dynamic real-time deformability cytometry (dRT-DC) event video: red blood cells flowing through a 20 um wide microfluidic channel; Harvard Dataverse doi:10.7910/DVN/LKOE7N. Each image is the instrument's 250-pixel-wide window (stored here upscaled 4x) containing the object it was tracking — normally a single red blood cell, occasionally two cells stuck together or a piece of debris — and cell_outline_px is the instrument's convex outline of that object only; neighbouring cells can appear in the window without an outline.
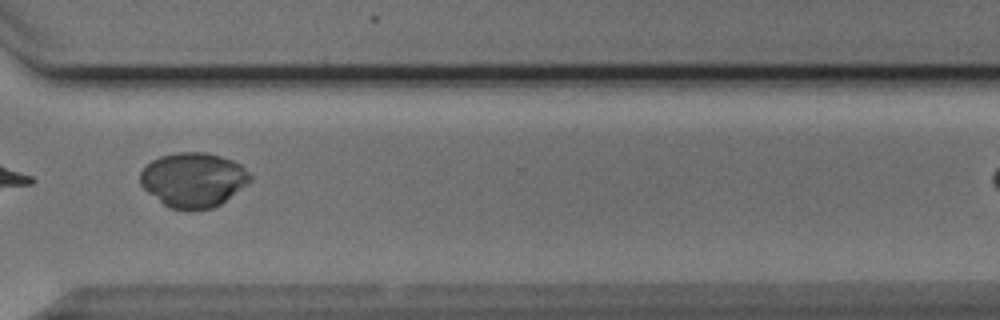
{"species": "Egyptian fruit bat (a non-hibernating species)", "species_latin": "Rousettus aegyptiacus", "temperature_condition": "cold", "stored_images_in_passage": 9, "camera_frame_rate_fps": 3000, "um_per_image_px": 0.085, "animal": {"sex": "male"}, "frame": {"image": 1, "passage_image": 8, "time_ms": 9.333, "image_size_px": [1000, 320], "cell_outline_px": [[252, 180], [220, 204], [212, 208], [192, 212], [188, 212], [168, 208], [148, 192], [140, 184], [140, 172], [152, 160], [160, 156], [176, 152], [204, 152], [220, 156], [232, 160], [240, 164], [252, 176]], "centroid_in_image_um": [16.42, 15.31], "position_along_channel_um": 354.2, "area_um2": 35.2}}